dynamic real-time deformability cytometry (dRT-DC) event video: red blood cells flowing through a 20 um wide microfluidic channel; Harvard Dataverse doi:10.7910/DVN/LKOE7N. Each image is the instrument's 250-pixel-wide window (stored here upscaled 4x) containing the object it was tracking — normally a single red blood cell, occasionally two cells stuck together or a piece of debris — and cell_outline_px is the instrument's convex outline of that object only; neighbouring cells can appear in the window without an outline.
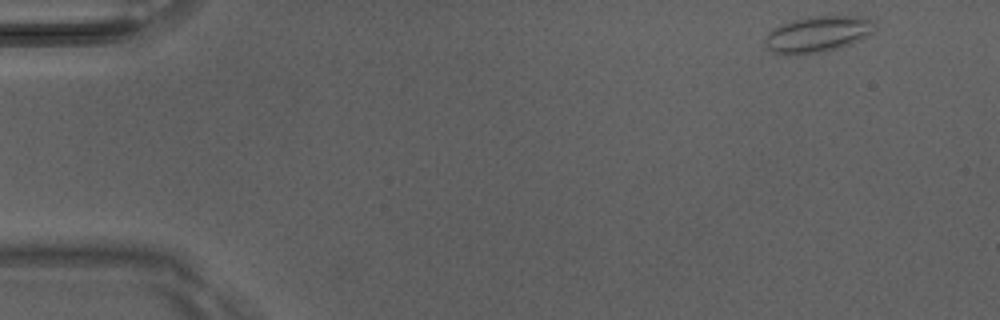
{"species": "Egyptian fruit bat (a non-hibernating species)", "species_latin": "Rousettus aegyptiacus", "temperature_condition": "room temperature", "stored_images_in_passage": 5, "camera_frame_rate_fps": 3000, "um_per_image_px": 0.085, "animal": {"sex": "male"}, "frame": {"image": 1, "passage_image": 1, "time_ms": 0.0, "image_size_px": [1000, 320], "cell_outline_px": [[876, 28], [868, 36], [852, 44], [840, 48], [820, 52], [796, 56], [772, 52], [764, 44], [764, 36], [772, 28], [792, 20], [812, 16], [864, 16], [876, 20]], "centroid_in_image_um": [69.53, 2.91], "position_along_channel_um": 15.5, "area_um2": 23.7}}